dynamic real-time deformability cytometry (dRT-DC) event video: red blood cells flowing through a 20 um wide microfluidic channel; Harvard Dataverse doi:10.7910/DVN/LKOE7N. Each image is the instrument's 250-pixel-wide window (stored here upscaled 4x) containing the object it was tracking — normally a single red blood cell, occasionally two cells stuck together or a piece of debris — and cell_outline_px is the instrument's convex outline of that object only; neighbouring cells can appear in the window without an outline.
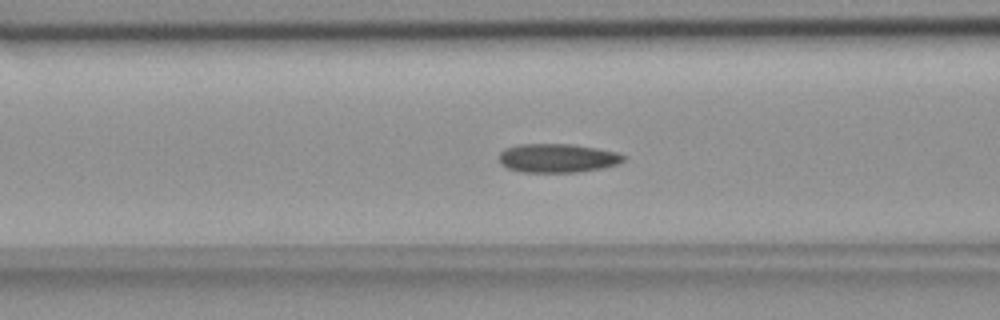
{"species": "common noctule bat (a hibernating species)", "species_latin": "Nyctalus noctula", "temperature_condition": "room temperature", "stored_images_in_passage": 49, "camera_frame_rate_fps": 3000, "um_per_image_px": 0.085, "animal": {"sex": "female", "body_mass_g": 18.4}, "frame": {"image": 1, "passage_image": 21, "time_ms": 6.667, "image_size_px": [1000, 320], "cell_outline_px": [[624, 160], [616, 164], [600, 168], [576, 172], [520, 172], [508, 168], [500, 164], [500, 152], [504, 148], [516, 144], [572, 144], [596, 148], [616, 152], [624, 156]], "centroid_in_image_um": [47.32, 13.43], "position_along_channel_um": 119.3, "area_um2": 20.81}}
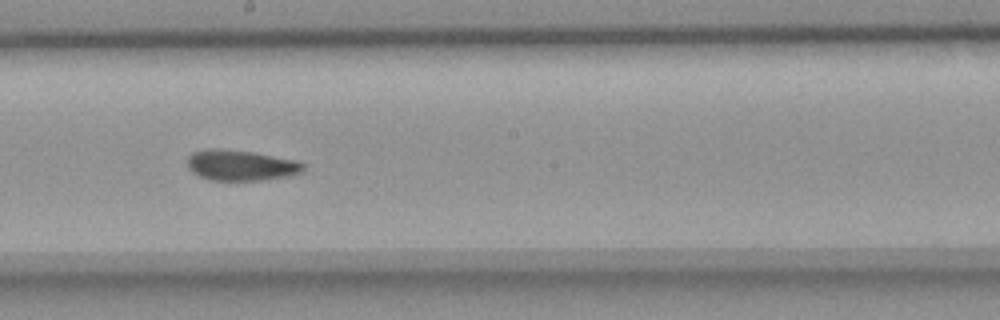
{"frame": {"image": 2, "passage_image": 30, "time_ms": 9.667, "image_size_px": [1000, 320], "cell_outline_px": [[304, 168], [300, 172], [288, 176], [260, 180], [208, 180], [192, 172], [188, 168], [188, 156], [192, 152], [208, 148], [216, 148], [252, 152], [296, 160], [304, 164]], "centroid_in_image_um": [20.43, 14.04], "position_along_channel_um": 227.8, "area_um2": 20.58}}
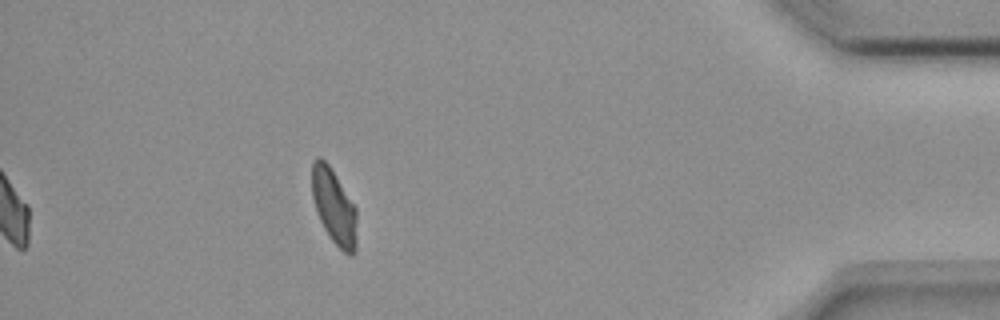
{"frame": {"image": 3, "passage_image": 49, "time_ms": 16.0, "image_size_px": [1000, 320], "cell_outline_px": [[356, 252], [352, 256], [348, 256], [332, 240], [324, 228], [316, 212], [312, 196], [312, 160], [316, 156], [320, 156], [328, 164], [356, 208]], "centroid_in_image_um": [28.38, 17.57], "position_along_channel_um": 406.8, "area_um2": 19.59}, "authors_computed_cell_mechanics": {"area_um2": 20.808, "velocity_mm_per_s": 3.6297, "shape_relaxation_time_tau1_ms": 9.0505, "shape_relaxation_time_tau2_ms": 2.8729, "deformation_change_tau1": 0.1789, "deformation_change_tau2": 0.0929}}